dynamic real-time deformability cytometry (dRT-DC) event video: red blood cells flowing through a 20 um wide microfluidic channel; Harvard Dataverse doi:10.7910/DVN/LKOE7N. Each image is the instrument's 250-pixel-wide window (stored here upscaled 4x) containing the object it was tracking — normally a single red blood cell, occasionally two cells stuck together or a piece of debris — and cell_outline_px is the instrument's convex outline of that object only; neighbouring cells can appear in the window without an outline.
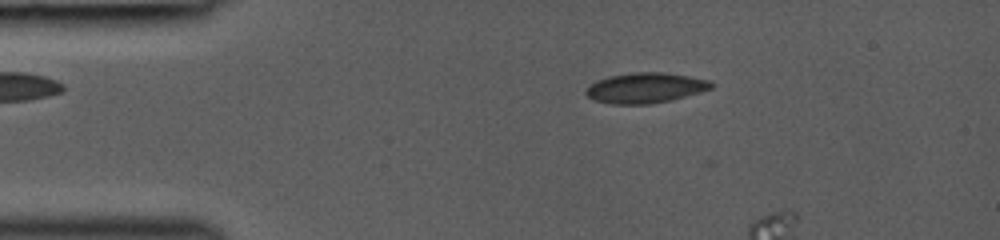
{"species": "common noctule bat (a hibernating species)", "species_latin": "Nyctalus noctula", "temperature_condition": "room temperature", "stored_images_in_passage": 6, "camera_frame_rate_fps": 3000, "um_per_image_px": 0.085, "animal": {"sex": "female", "body_mass_g": 19.0, "forearm_length_mm": 53.3}, "frame": {"image": 1, "passage_image": 4, "time_ms": 1.0, "image_size_px": [1000, 240], "cell_outline_px": [[716, 84], [712, 88], [700, 92], [672, 100], [652, 104], [612, 104], [596, 100], [588, 96], [584, 92], [596, 80], [608, 76], [632, 72], [664, 72], [688, 76], [708, 80]], "centroid_in_image_um": [54.88, 7.47], "position_along_channel_um": 30.1, "area_um2": 22.14}}